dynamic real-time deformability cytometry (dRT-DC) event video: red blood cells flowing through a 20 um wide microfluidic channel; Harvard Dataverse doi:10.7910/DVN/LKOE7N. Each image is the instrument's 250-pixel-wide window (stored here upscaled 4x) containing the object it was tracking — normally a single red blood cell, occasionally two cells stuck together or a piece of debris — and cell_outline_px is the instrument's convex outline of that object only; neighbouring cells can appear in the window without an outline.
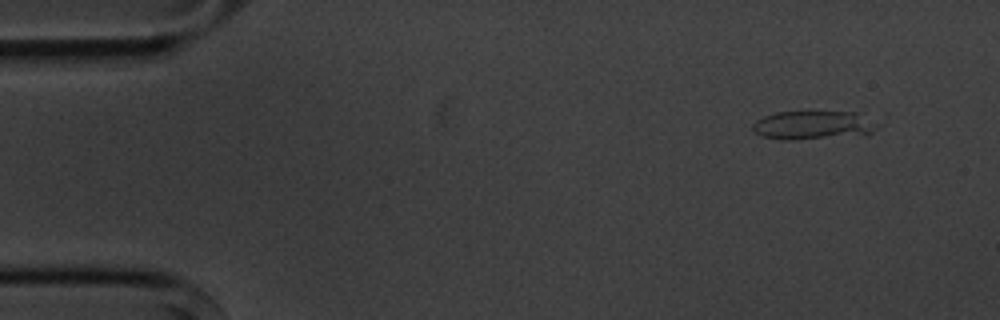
{"species": "common noctule bat (a hibernating species)", "species_latin": "Nyctalus noctula", "temperature_condition": "cold", "stored_images_in_passage": 4, "camera_frame_rate_fps": 3000, "um_per_image_px": 0.085, "animal": {"sex": "male", "body_mass_g": 20.1, "forearm_length_mm": 53.5}, "frame": {"image": 1, "passage_image": 1, "time_ms": 0.0, "image_size_px": [1000, 320], "cell_outline_px": [[876, 128], [868, 136], [792, 140], [784, 140], [764, 136], [756, 132], [752, 128], [752, 124], [756, 120], [764, 116], [776, 112], [856, 112]], "centroid_in_image_um": [69.07, 10.67], "position_along_channel_um": 15.9, "area_um2": 20.63}}
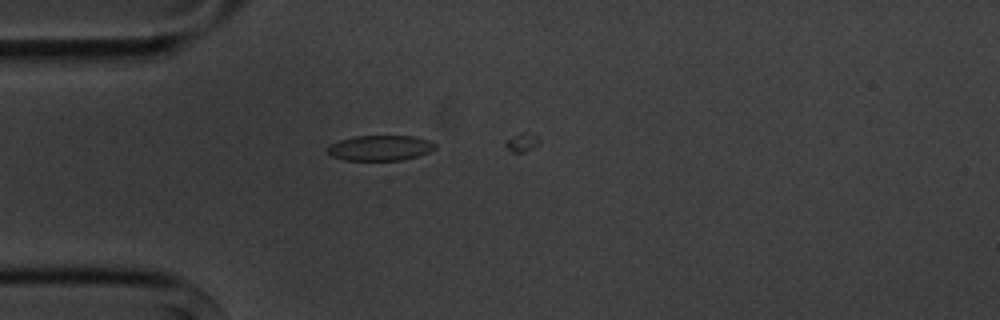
{"frame": {"image": 2, "passage_image": 4, "time_ms": 3.333, "image_size_px": [1000, 320], "cell_outline_px": [[436, 148], [428, 152], [404, 160], [344, 160], [332, 156], [328, 152], [328, 148], [332, 144], [340, 140], [356, 136], [412, 136], [428, 140], [436, 144]], "centroid_in_image_um": [32.33, 12.58], "position_along_channel_um": 52.7, "area_um2": 15.66}}